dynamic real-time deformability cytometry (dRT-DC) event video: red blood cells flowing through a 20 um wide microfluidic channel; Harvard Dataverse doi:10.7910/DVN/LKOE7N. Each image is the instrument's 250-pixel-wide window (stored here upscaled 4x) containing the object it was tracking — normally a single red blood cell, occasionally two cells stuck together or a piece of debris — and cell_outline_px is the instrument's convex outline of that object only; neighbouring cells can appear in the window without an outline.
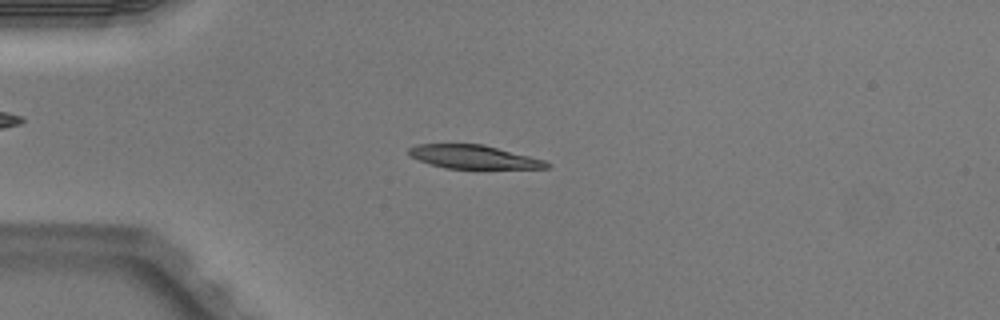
{"species": "Egyptian fruit bat (a non-hibernating species)", "species_latin": "Rousettus aegyptiacus", "temperature_condition": "warm", "stored_images_in_passage": 5, "camera_frame_rate_fps": 3000, "um_per_image_px": 0.085, "animal": {"sex": "male"}, "frame": {"image": 1, "passage_image": 3, "time_ms": 0.667, "image_size_px": [1000, 320], "cell_outline_px": [[552, 164], [548, 168], [444, 168], [408, 156], [408, 148], [416, 144], [484, 144], [544, 160]], "centroid_in_image_um": [40.23, 13.33], "position_along_channel_um": 44.8, "area_um2": 18.73}}